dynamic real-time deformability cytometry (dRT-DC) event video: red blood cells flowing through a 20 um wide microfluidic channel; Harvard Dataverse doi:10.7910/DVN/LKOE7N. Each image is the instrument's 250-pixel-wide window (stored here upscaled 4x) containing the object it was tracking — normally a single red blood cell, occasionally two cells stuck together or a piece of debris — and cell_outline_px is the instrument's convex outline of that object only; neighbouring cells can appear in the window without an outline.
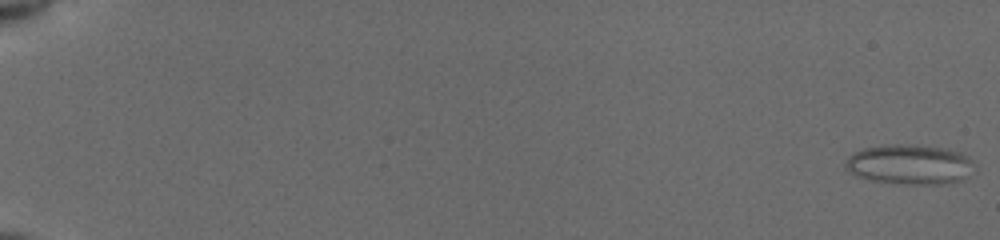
{"species": "common noctule bat (a hibernating species)", "species_latin": "Nyctalus noctula", "temperature_condition": "cold", "stored_images_in_passage": 55, "camera_frame_rate_fps": 3000, "um_per_image_px": 0.085, "animal": {"sex": "female", "body_mass_g": 19.5, "forearm_length_mm": 54.1}, "frame": {"image": 1, "passage_image": 1, "time_ms": 0.0, "image_size_px": [1000, 240], "cell_outline_px": [[968, 176], [960, 180], [940, 184], [904, 184], [872, 180], [856, 176], [844, 168], [844, 164], [848, 156], [864, 148], [896, 144], [900, 144], [940, 148], [960, 152], [968, 160]], "centroid_in_image_um": [77.2, 13.99], "position_along_channel_um": 7.8, "area_um2": 29.02}}
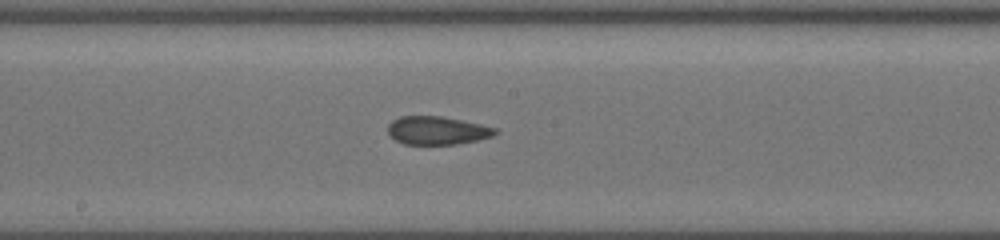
{"frame": {"image": 2, "passage_image": 32, "time_ms": 10.333, "image_size_px": [1000, 240], "cell_outline_px": [[500, 132], [492, 136], [476, 140], [456, 144], [404, 144], [396, 140], [388, 132], [388, 124], [392, 120], [400, 116], [440, 116], [480, 124], [496, 128]], "centroid_in_image_um": [37.15, 11.09], "position_along_channel_um": 211.0, "area_um2": 17.51}}
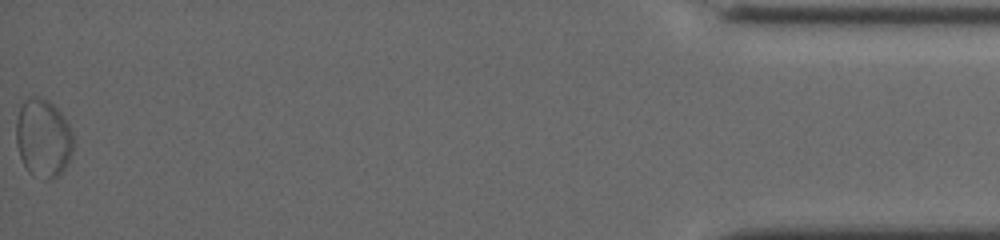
{"frame": {"image": 3, "passage_image": 55, "time_ms": 18.0, "image_size_px": [1000, 240], "cell_outline_px": [[72, 152], [60, 176], [48, 180], [28, 172], [20, 156], [16, 144], [16, 120], [20, 104], [28, 96], [36, 96], [48, 100], [60, 112], [68, 124], [72, 132]], "centroid_in_image_um": [3.64, 11.72], "position_along_channel_um": 431.6, "area_um2": 26.13}, "authors_computed_cell_mechanics": {"area_um2": 19.9988, "velocity_mm_per_s": 3.9188, "shape_relaxation_time_tau1_ms": null, "shape_relaxation_time_tau2_ms": 1.2746, "deformation_change_tau1": null, "deformation_change_tau2": 0.0844}}